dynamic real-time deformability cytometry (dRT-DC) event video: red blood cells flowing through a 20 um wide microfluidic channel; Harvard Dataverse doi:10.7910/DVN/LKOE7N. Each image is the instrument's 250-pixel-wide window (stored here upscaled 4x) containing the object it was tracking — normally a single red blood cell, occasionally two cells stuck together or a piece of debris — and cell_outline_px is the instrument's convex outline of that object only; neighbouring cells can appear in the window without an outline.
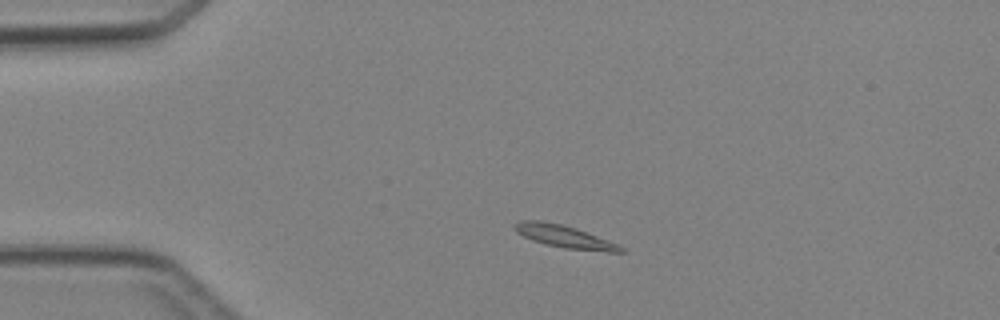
{"species": "Egyptian fruit bat (a non-hibernating species)", "species_latin": "Rousettus aegyptiacus", "temperature_condition": "cold", "stored_images_in_passage": 4, "camera_frame_rate_fps": 3000, "um_per_image_px": 0.085, "animal": {"sex": "female"}, "frame": {"image": 1, "passage_image": 2, "time_ms": 1.333, "image_size_px": [1000, 320], "cell_outline_px": [[624, 252], [608, 252], [564, 248], [544, 244], [532, 240], [516, 232], [512, 228], [512, 224], [520, 220], [540, 220], [560, 224], [576, 228], [620, 244], [624, 248]], "centroid_in_image_um": [47.96, 20.1], "position_along_channel_um": 37.0, "area_um2": 14.1}}